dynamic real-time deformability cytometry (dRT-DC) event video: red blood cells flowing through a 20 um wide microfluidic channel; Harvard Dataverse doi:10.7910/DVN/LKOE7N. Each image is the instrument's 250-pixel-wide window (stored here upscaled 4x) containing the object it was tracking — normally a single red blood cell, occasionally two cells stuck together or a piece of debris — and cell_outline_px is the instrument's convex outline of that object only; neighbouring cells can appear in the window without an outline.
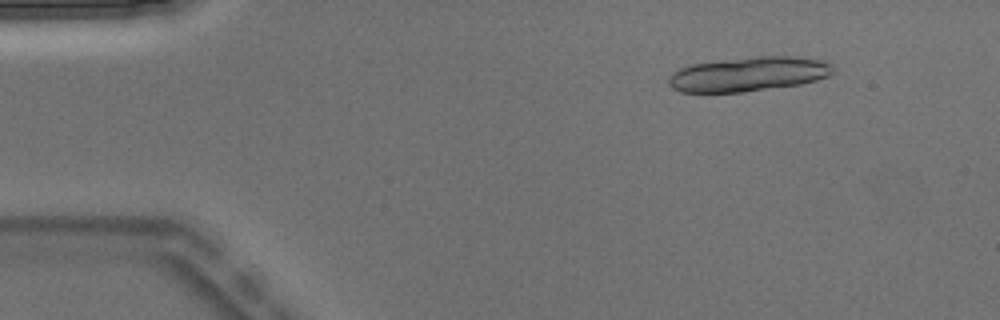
{"species": "Egyptian fruit bat (a non-hibernating species)", "species_latin": "Rousettus aegyptiacus", "temperature_condition": "warm", "stored_images_in_passage": 4, "camera_frame_rate_fps": 3000, "um_per_image_px": 0.085, "animal": {"sex": "male"}, "frame": {"image": 1, "passage_image": 1, "time_ms": 0.0, "image_size_px": [1000, 320], "cell_outline_px": [[832, 72], [828, 76], [816, 80], [800, 84], [744, 92], [680, 92], [672, 88], [668, 84], [668, 76], [672, 72], [680, 68], [692, 64], [756, 56], [796, 56], [820, 60], [832, 64]], "centroid_in_image_um": [63.59, 6.3], "position_along_channel_um": 21.4, "area_um2": 32.95}}